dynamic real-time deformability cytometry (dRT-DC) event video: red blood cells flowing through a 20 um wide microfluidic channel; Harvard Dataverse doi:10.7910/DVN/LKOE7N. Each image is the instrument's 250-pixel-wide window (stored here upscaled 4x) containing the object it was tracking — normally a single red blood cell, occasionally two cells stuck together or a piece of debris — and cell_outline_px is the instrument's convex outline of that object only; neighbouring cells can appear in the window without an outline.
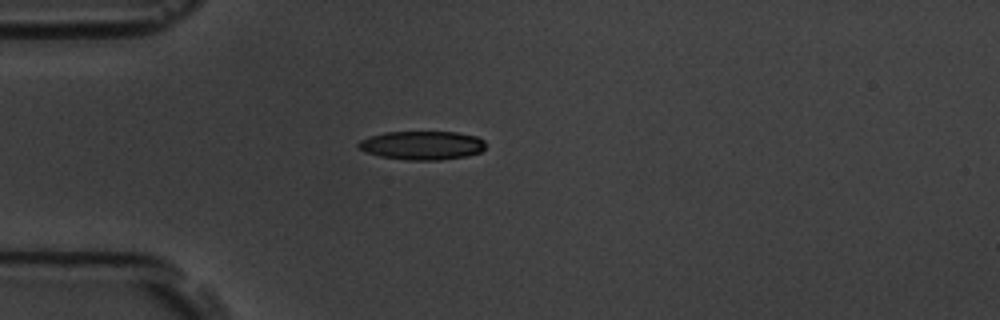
{"species": "common noctule bat (a hibernating species)", "species_latin": "Nyctalus noctula", "temperature_condition": "room temperature", "stored_images_in_passage": 7, "camera_frame_rate_fps": 3000, "um_per_image_px": 0.085, "animal": {"sex": "male", "body_mass_g": 19.5, "forearm_length_mm": 54.6}, "frame": {"image": 1, "passage_image": 1, "time_ms": 0.0, "image_size_px": [1000, 320], "cell_outline_px": [[484, 148], [480, 152], [464, 156], [440, 160], [408, 160], [380, 156], [368, 152], [360, 148], [356, 144], [360, 140], [368, 136], [384, 132], [456, 132], [476, 136], [484, 140]], "centroid_in_image_um": [35.86, 12.34], "position_along_channel_um": 49.1, "area_um2": 21.15}}
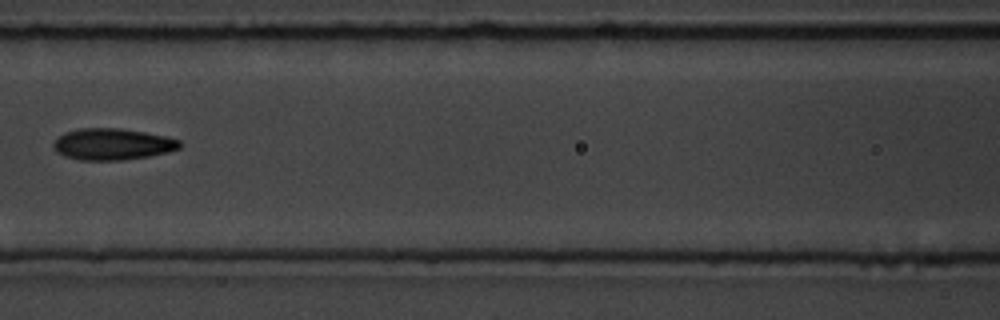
{"frame": {"image": 2, "passage_image": 4, "time_ms": 3.333, "image_size_px": [1000, 320], "cell_outline_px": [[180, 148], [168, 152], [148, 156], [124, 160], [80, 160], [64, 156], [56, 152], [52, 144], [64, 132], [80, 128], [120, 128], [168, 136], [180, 140]], "centroid_in_image_um": [9.56, 12.25], "position_along_channel_um": 157.0, "area_um2": 23.24}}
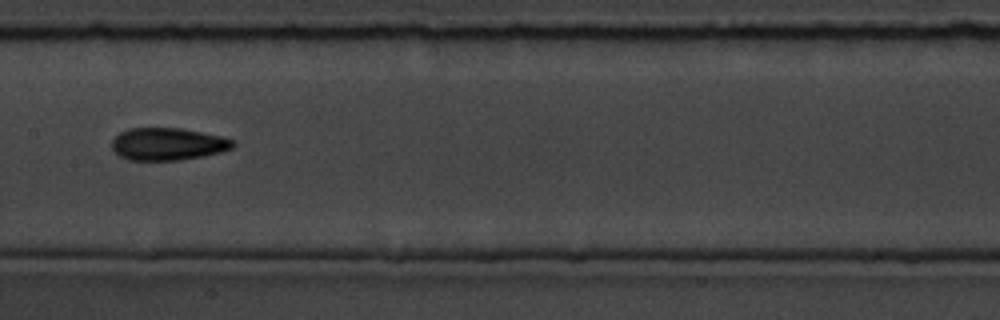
{"frame": {"image": 3, "passage_image": 5, "time_ms": 4.333, "image_size_px": [1000, 320], "cell_outline_px": [[236, 144], [232, 148], [220, 152], [204, 156], [180, 160], [128, 160], [120, 156], [112, 148], [112, 140], [120, 132], [128, 128], [180, 128], [220, 136], [236, 140]], "centroid_in_image_um": [14.27, 12.24], "position_along_channel_um": 193.1, "area_um2": 22.89}}